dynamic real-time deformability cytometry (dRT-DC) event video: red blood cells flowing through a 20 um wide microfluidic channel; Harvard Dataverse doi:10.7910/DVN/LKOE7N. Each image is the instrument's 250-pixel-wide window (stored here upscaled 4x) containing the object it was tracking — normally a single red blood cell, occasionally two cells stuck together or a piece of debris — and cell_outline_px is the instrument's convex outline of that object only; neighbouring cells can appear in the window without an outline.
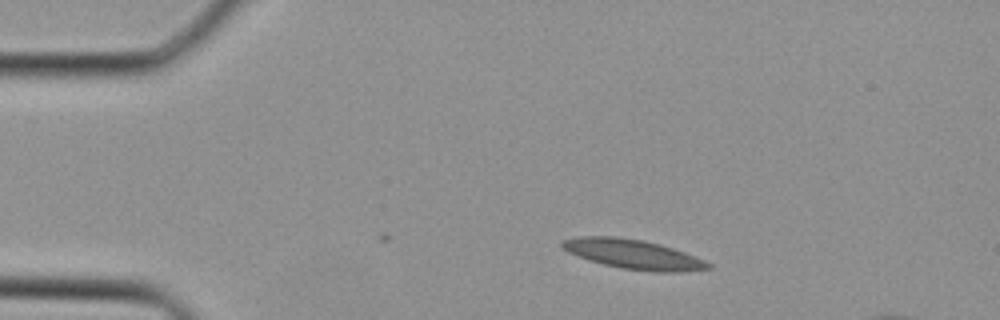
{"species": "Egyptian fruit bat (a non-hibernating species)", "species_latin": "Rousettus aegyptiacus", "temperature_condition": "cold", "stored_images_in_passage": 6, "camera_frame_rate_fps": 3000, "um_per_image_px": 0.085, "animal": {"sex": "female"}, "frame": {"image": 1, "passage_image": 6, "time_ms": 1.667, "image_size_px": [1000, 320], "cell_outline_px": [[712, 268], [680, 272], [652, 272], [624, 268], [604, 264], [588, 260], [568, 252], [560, 244], [564, 240], [576, 236], [616, 236], [644, 240], [660, 244], [696, 256], [712, 264]], "centroid_in_image_um": [53.84, 21.6], "position_along_channel_um": 31.2, "area_um2": 25.09}}